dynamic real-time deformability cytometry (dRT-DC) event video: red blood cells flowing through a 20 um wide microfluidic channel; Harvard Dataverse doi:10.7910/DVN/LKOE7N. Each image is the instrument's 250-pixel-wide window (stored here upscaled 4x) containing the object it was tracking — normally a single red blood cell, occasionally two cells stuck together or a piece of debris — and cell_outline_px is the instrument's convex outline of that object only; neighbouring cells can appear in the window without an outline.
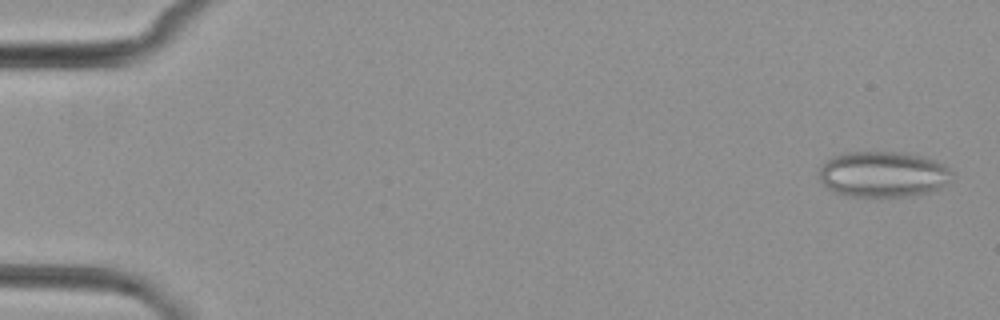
{"species": "common noctule bat (a hibernating species)", "species_latin": "Nyctalus noctula", "temperature_condition": "cold", "stored_images_in_passage": 6, "camera_frame_rate_fps": 3000, "um_per_image_px": 0.085, "animal": {"sex": "female", "body_mass_g": 29.2, "forearm_length_mm": 56.3}, "frame": {"image": 1, "passage_image": 1, "time_ms": 0.0, "image_size_px": [1000, 320], "cell_outline_px": [[956, 176], [948, 184], [928, 192], [912, 196], [852, 196], [832, 192], [820, 180], [820, 168], [832, 156], [844, 152], [904, 152], [936, 160], [944, 164]], "centroid_in_image_um": [75.11, 14.81], "position_along_channel_um": 9.9, "area_um2": 35.66}}